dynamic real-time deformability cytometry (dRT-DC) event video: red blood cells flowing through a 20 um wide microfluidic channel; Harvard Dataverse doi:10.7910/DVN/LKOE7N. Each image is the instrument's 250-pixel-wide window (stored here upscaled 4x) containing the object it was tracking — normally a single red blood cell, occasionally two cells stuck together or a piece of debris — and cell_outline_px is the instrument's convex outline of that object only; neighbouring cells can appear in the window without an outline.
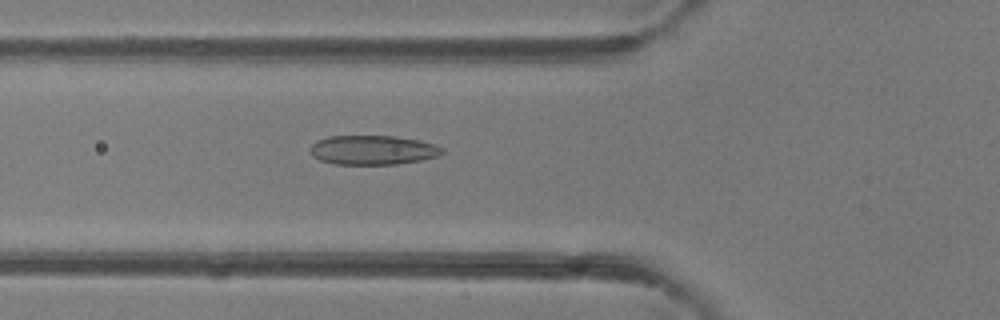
{"species": "common noctule bat (a hibernating species)", "species_latin": "Nyctalus noctula", "temperature_condition": "room temperature", "stored_images_in_passage": 47, "camera_frame_rate_fps": 3000, "um_per_image_px": 0.085, "animal": {"sex": "female"}, "frame": {"image": 1, "passage_image": 17, "time_ms": 5.333, "image_size_px": [1000, 320], "cell_outline_px": [[444, 152], [440, 156], [420, 160], [396, 164], [332, 164], [320, 160], [312, 156], [308, 148], [316, 140], [328, 136], [392, 136], [416, 140], [436, 144]], "centroid_in_image_um": [31.63, 12.75], "position_along_channel_um": 94.2, "area_um2": 22.6}}
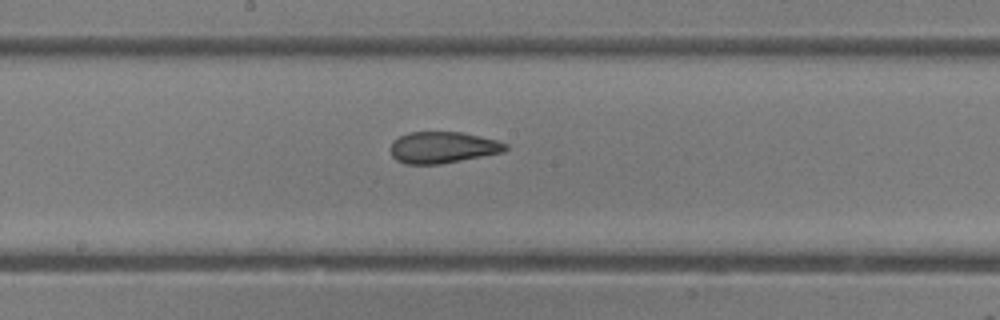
{"frame": {"image": 2, "passage_image": 25, "time_ms": 8.0, "image_size_px": [1000, 320], "cell_outline_px": [[508, 148], [504, 152], [440, 164], [404, 164], [396, 160], [392, 156], [392, 140], [408, 132], [464, 132], [496, 140], [508, 144]], "centroid_in_image_um": [37.64, 12.53], "position_along_channel_um": 210.6, "area_um2": 21.1}}
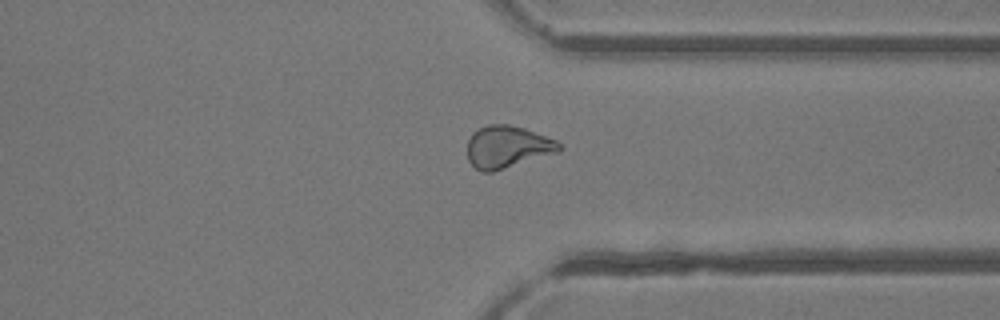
{"frame": {"image": 3, "passage_image": 36, "time_ms": 11.667, "image_size_px": [1000, 320], "cell_outline_px": [[564, 148], [560, 152], [492, 172], [480, 172], [468, 160], [468, 140], [472, 132], [488, 124], [508, 124], [524, 128], [556, 140]], "centroid_in_image_um": [43.14, 12.49], "position_along_channel_um": 368.3, "area_um2": 22.72}, "authors_computed_cell_mechanics": {"area_um2": 23.0044, "velocity_mm_per_s": 4.3361, "shape_relaxation_time_tau1_ms": 9.336, "shape_relaxation_time_tau2_ms": 0.9486, "deformation_change_tau1": 0.2215, "deformation_change_tau2": 0.0803}}